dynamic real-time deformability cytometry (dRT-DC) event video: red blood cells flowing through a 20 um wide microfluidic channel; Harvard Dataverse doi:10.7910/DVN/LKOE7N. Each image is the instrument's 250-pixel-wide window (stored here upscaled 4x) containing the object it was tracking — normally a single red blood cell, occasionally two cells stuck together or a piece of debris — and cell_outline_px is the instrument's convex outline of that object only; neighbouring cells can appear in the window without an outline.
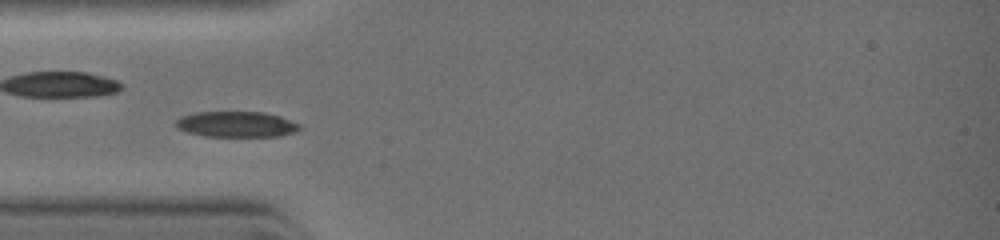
{"species": "common noctule bat (a hibernating species)", "species_latin": "Nyctalus noctula", "temperature_condition": "warm", "stored_images_in_passage": 15, "camera_frame_rate_fps": 3000, "um_per_image_px": 0.085, "animal": {"sex": "female", "body_mass_g": 19.0, "forearm_length_mm": 51.5}, "frame": {"image": 1, "passage_image": 5, "time_ms": 2.0, "image_size_px": [1000, 240], "cell_outline_px": [[300, 128], [296, 132], [280, 136], [204, 136], [188, 132], [176, 128], [176, 120], [180, 116], [196, 112], [264, 112], [280, 116], [300, 124]], "centroid_in_image_um": [20.09, 10.56], "position_along_channel_um": 64.9, "area_um2": 18.55}}
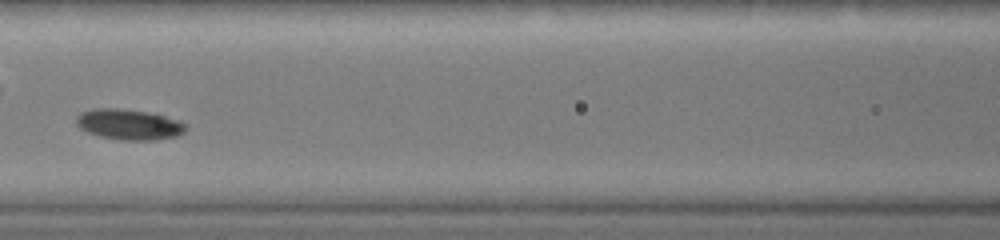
{"frame": {"image": 2, "passage_image": 9, "time_ms": 3.667, "image_size_px": [1000, 240], "cell_outline_px": [[188, 128], [184, 132], [176, 136], [156, 140], [124, 140], [100, 136], [88, 132], [80, 128], [76, 124], [76, 116], [80, 112], [96, 108], [120, 108], [144, 112], [164, 116], [180, 120], [188, 124]], "centroid_in_image_um": [10.98, 10.58], "position_along_channel_um": 155.6, "area_um2": 19.54}}